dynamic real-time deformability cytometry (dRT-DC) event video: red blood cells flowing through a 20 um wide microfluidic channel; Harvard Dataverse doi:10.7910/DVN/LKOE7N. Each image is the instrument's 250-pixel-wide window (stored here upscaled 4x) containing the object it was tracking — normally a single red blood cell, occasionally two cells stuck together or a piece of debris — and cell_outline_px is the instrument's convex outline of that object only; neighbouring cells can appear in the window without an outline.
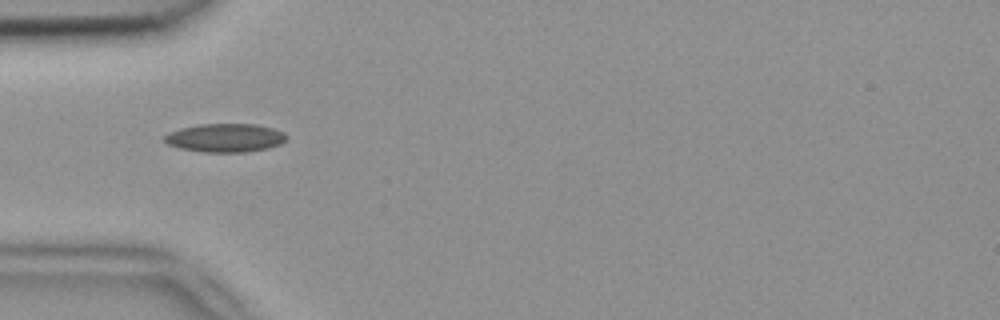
{"species": "common noctule bat (a hibernating species)", "species_latin": "Nyctalus noctula", "temperature_condition": "room temperature", "stored_images_in_passage": 5, "camera_frame_rate_fps": 3000, "um_per_image_px": 0.085, "animal": {"sex": "female", "body_mass_g": 18.4}, "frame": {"image": 1, "passage_image": 1, "time_ms": 0.0, "image_size_px": [1000, 320], "cell_outline_px": [[288, 136], [280, 144], [268, 148], [248, 152], [204, 152], [180, 148], [168, 144], [164, 140], [164, 136], [168, 132], [180, 128], [200, 124], [256, 124], [272, 128], [284, 132]], "centroid_in_image_um": [19.14, 11.71], "position_along_channel_um": 65.9, "area_um2": 20.29}}